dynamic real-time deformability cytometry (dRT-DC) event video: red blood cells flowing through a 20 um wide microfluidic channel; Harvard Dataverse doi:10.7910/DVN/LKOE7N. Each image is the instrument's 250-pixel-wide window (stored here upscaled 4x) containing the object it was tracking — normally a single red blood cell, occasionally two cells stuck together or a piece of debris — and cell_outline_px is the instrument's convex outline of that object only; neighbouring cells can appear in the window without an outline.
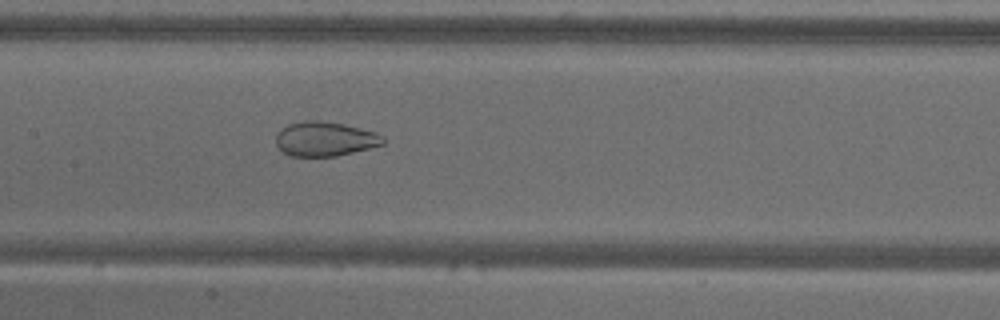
{"species": "common noctule bat (a hibernating species)", "species_latin": "Nyctalus noctula", "temperature_condition": "warm", "stored_images_in_passage": 53, "camera_frame_rate_fps": 3000, "um_per_image_px": 0.085, "animal": {"sex": "male", "body_mass_g": 18.8}, "frame": {"image": 1, "passage_image": 26, "time_ms": 8.333, "image_size_px": [1000, 320], "cell_outline_px": [[384, 144], [336, 156], [292, 156], [284, 152], [276, 144], [276, 136], [288, 124], [304, 120], [320, 120], [344, 124], [376, 132], [384, 136]], "centroid_in_image_um": [27.64, 11.8], "position_along_channel_um": 179.8, "area_um2": 21.33}}
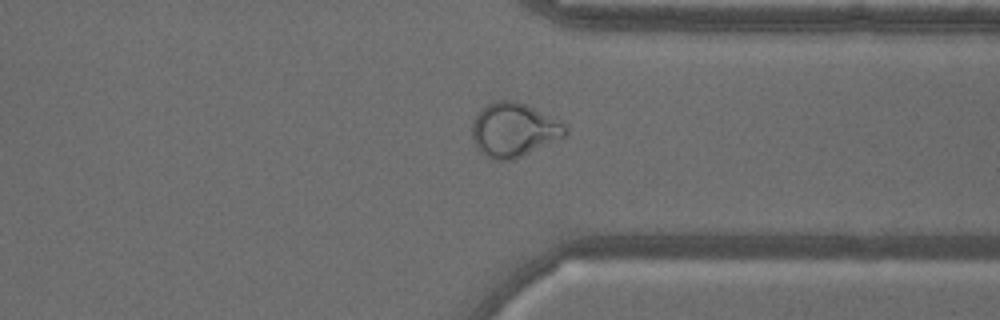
{"frame": {"image": 2, "passage_image": 41, "time_ms": 13.333, "image_size_px": [1000, 320], "cell_outline_px": [[568, 132], [564, 136], [512, 160], [496, 160], [480, 152], [476, 148], [472, 136], [472, 124], [476, 116], [488, 104], [496, 100], [512, 100], [524, 104], [560, 120], [568, 128]], "centroid_in_image_um": [43.67, 11.04], "position_along_channel_um": 367.7, "area_um2": 28.84}}
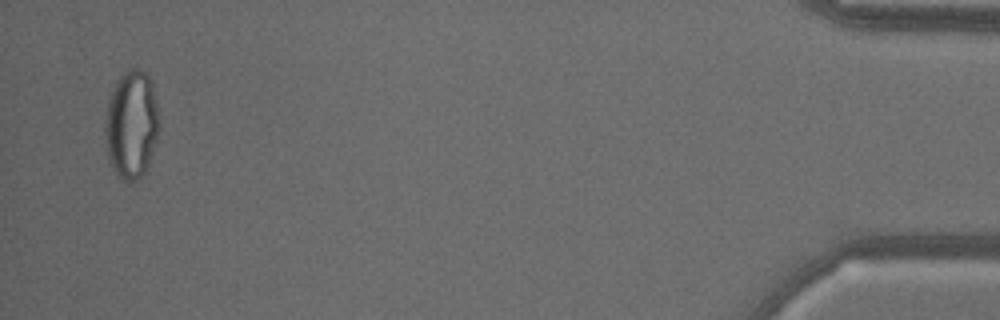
{"frame": {"image": 3, "passage_image": 52, "time_ms": 17.0, "image_size_px": [1000, 320], "cell_outline_px": [[156, 136], [148, 164], [144, 172], [136, 180], [128, 184], [120, 180], [116, 176], [112, 168], [108, 156], [104, 128], [104, 120], [108, 100], [116, 80], [124, 72], [132, 68], [140, 68], [148, 72], [152, 84], [156, 104]], "centroid_in_image_um": [11.12, 10.58], "position_along_channel_um": 424.1, "area_um2": 33.87}}